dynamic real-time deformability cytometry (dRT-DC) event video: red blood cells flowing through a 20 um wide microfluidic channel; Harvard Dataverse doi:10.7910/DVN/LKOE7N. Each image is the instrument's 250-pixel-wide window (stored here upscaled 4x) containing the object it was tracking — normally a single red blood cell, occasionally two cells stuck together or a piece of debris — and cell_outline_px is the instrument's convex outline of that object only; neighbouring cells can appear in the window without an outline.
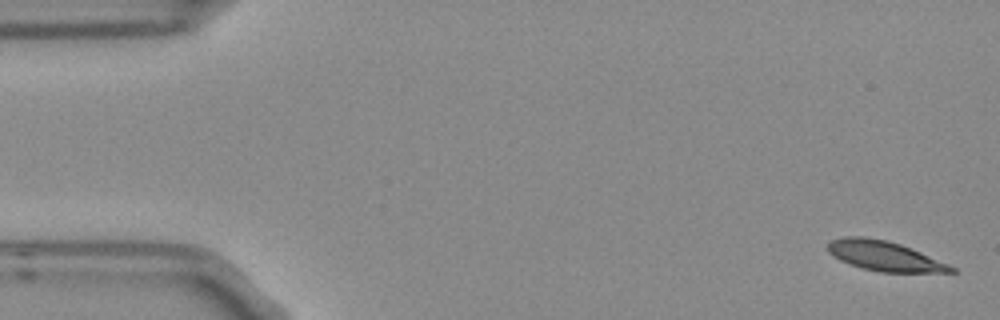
{"species": "Egyptian fruit bat (a non-hibernating species)", "species_latin": "Rousettus aegyptiacus", "temperature_condition": "room temperature", "stored_images_in_passage": 3, "camera_frame_rate_fps": 3000, "um_per_image_px": 0.085, "frame": {"image": 1, "passage_image": 1, "time_ms": 0.0, "image_size_px": [1000, 320], "cell_outline_px": [[956, 272], [880, 272], [848, 264], [832, 256], [828, 252], [828, 240], [844, 236], [864, 236], [888, 240], [900, 244], [920, 252], [948, 264], [956, 268]], "centroid_in_image_um": [75.12, 21.74], "position_along_channel_um": 9.9, "area_um2": 21.44}}